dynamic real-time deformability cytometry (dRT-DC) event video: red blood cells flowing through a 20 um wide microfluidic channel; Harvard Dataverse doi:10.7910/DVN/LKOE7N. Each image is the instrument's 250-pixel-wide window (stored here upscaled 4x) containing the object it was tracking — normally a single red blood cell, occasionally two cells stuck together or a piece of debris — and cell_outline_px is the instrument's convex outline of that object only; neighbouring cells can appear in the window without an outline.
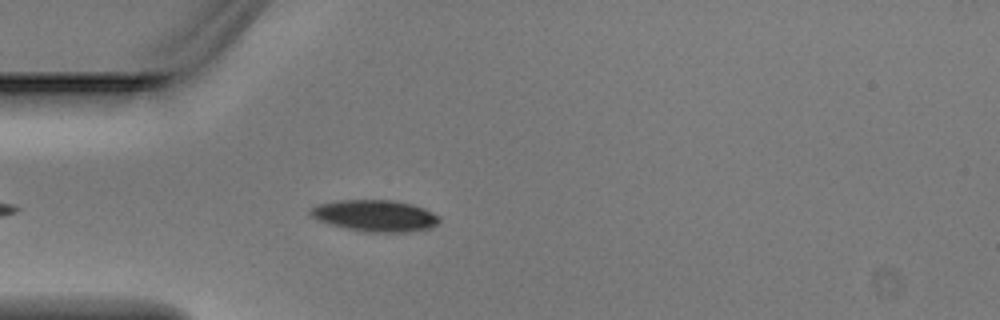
{"species": "Egyptian fruit bat (a non-hibernating species)", "species_latin": "Rousettus aegyptiacus", "temperature_condition": "warm", "stored_images_in_passage": 1, "camera_frame_rate_fps": 3000, "um_per_image_px": 0.085, "animal": {"sex": "male"}, "frame": {"image": 1, "passage_image": 1, "time_ms": 0.0, "image_size_px": [1000, 320], "cell_outline_px": [[440, 220], [436, 224], [428, 228], [404, 232], [368, 232], [348, 228], [316, 220], [308, 212], [308, 208], [316, 204], [336, 200], [396, 200], [412, 204], [424, 208], [440, 216]], "centroid_in_image_um": [31.84, 18.31], "position_along_channel_um": 53.2, "area_um2": 23.7}}